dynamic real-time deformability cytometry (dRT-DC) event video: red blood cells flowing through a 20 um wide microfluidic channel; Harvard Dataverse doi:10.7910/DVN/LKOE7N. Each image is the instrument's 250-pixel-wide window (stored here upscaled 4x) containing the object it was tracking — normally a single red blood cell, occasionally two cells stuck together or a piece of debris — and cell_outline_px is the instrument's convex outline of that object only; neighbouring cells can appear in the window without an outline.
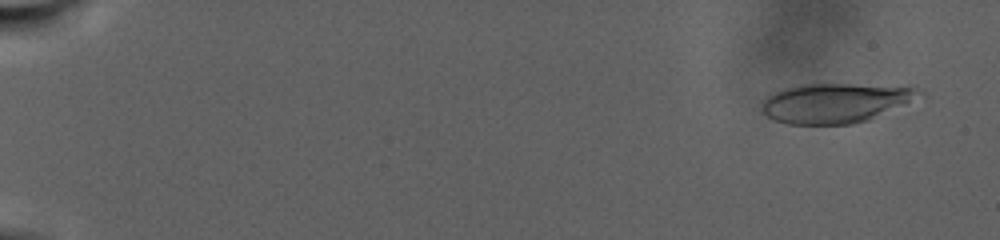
{"species": "human", "species_latin": "Homo sapiens", "temperature_condition": "warm", "stored_images_in_passage": 97, "camera_frame_rate_fps": 3000, "um_per_image_px": 0.085, "donor": {"sex": "male"}, "frame": {"image": 1, "passage_image": 4, "time_ms": 1.333, "image_size_px": [1000, 240], "cell_outline_px": [[928, 96], [868, 120], [852, 124], [788, 124], [776, 120], [768, 116], [764, 112], [764, 100], [768, 96], [784, 88], [804, 84], [852, 84], [912, 88], [924, 92]], "centroid_in_image_um": [71.1, 8.75], "position_along_channel_um": 13.9, "area_um2": 36.13}}
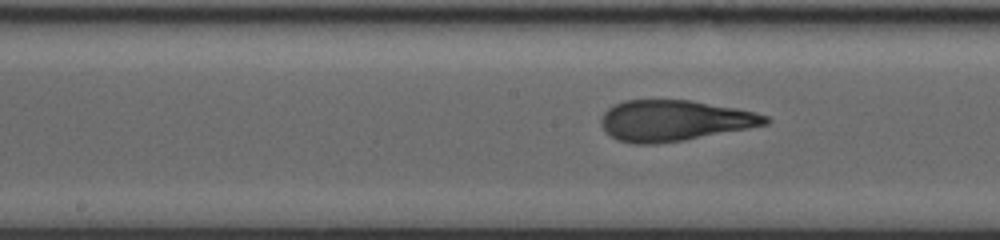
{"frame": {"image": 2, "passage_image": 59, "time_ms": 17.667, "image_size_px": [1000, 240], "cell_outline_px": [[772, 120], [768, 124], [748, 128], [684, 140], [656, 144], [632, 144], [616, 140], [600, 124], [600, 120], [604, 112], [612, 104], [624, 100], [692, 100], [736, 108], [756, 112], [768, 116]], "centroid_in_image_um": [57.31, 10.24], "position_along_channel_um": 190.9, "area_um2": 39.25}}
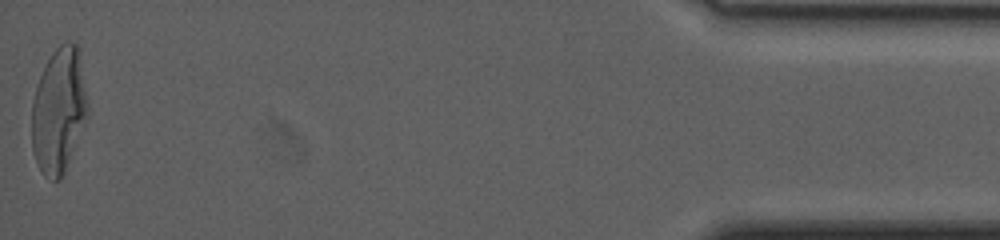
{"frame": {"image": 3, "passage_image": 97, "time_ms": 32.0, "image_size_px": [1000, 240], "cell_outline_px": [[88, 116], [64, 172], [60, 180], [52, 180], [44, 176], [36, 160], [32, 148], [32, 100], [40, 76], [52, 52], [64, 40], [68, 40], [76, 44], [80, 48], [88, 104]], "centroid_in_image_um": [5.02, 9.34], "position_along_channel_um": 430.2, "area_um2": 40.98}, "authors_computed_cell_mechanics": {"area_um2": 38.6104, "velocity_mm_per_s": 2.2173, "shape_relaxation_time_tau1_ms": 8.9438, "shape_relaxation_time_tau2_ms": 1.6731, "deformation_change_tau1": 0.2922, "deformation_change_tau2": 0.1039}}